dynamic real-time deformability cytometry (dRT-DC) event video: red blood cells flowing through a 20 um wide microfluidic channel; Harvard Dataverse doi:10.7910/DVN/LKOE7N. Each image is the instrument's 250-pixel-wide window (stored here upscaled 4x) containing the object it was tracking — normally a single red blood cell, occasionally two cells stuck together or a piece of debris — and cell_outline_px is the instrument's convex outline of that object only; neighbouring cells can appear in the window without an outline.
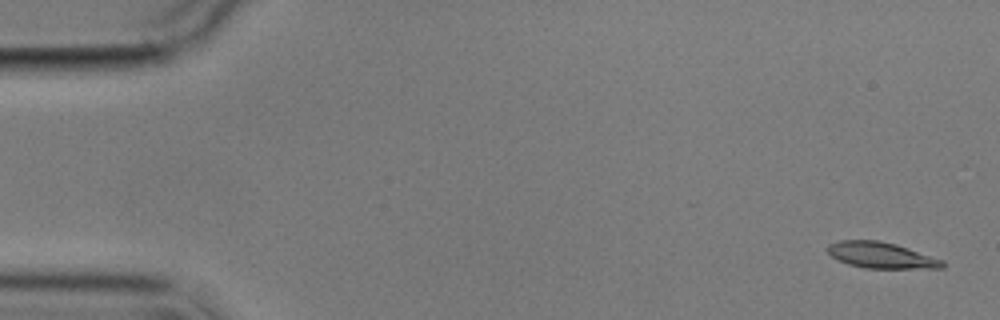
{"species": "common noctule bat (a hibernating species)", "species_latin": "Nyctalus noctula", "temperature_condition": "cold", "stored_images_in_passage": 6, "camera_frame_rate_fps": 3000, "um_per_image_px": 0.085, "animal": {"sex": "male", "body_mass_g": 17.9}, "frame": {"image": 1, "passage_image": 1, "time_ms": 0.0, "image_size_px": [1000, 320], "cell_outline_px": [[944, 268], [864, 268], [848, 264], [832, 256], [828, 252], [828, 244], [840, 240], [880, 240], [896, 244], [944, 260]], "centroid_in_image_um": [74.91, 21.69], "position_along_channel_um": 10.1, "area_um2": 17.34}}
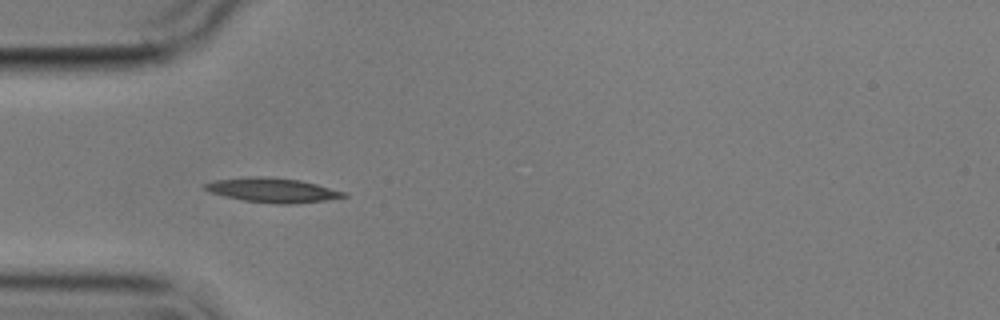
{"frame": {"image": 2, "passage_image": 5, "time_ms": 5.0, "image_size_px": [1000, 320], "cell_outline_px": [[348, 196], [324, 200], [292, 204], [276, 204], [244, 200], [224, 196], [208, 192], [204, 188], [204, 184], [216, 180], [248, 176], [260, 176], [300, 180], [348, 192]], "centroid_in_image_um": [23.17, 16.16], "position_along_channel_um": 61.8, "area_um2": 19.71}}
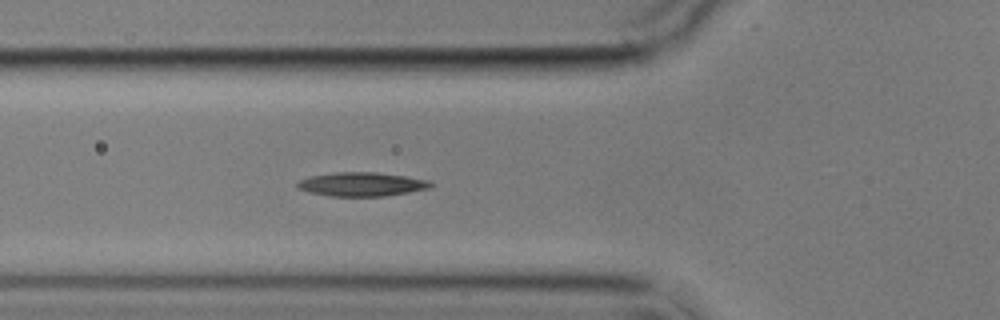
{"frame": {"image": 3, "passage_image": 6, "time_ms": 6.0, "image_size_px": [1000, 320], "cell_outline_px": [[436, 184], [432, 188], [384, 196], [328, 196], [296, 188], [296, 184], [300, 180], [312, 176], [336, 172], [376, 172], [404, 176], [428, 180]], "centroid_in_image_um": [30.79, 15.66], "position_along_channel_um": 95.0, "area_um2": 18.5}}